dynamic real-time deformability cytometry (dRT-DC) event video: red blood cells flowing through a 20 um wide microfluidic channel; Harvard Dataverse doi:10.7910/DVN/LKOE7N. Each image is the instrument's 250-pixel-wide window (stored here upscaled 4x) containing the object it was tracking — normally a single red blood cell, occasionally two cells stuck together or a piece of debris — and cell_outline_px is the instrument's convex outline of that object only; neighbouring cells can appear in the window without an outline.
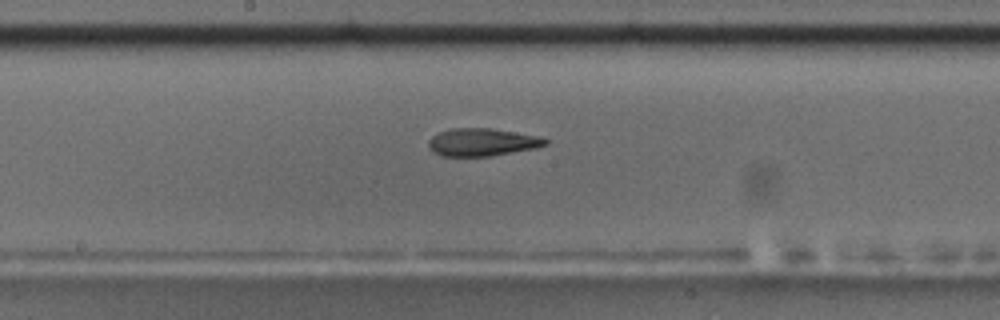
{"species": "common noctule bat (a hibernating species)", "species_latin": "Nyctalus noctula", "temperature_condition": "room temperature", "stored_images_in_passage": 46, "camera_frame_rate_fps": 3000, "um_per_image_px": 0.085, "animal": {"sex": "male", "body_mass_g": 17.5, "forearm_length_mm": 52.3}, "frame": {"image": 1, "passage_image": 20, "time_ms": 6.333, "image_size_px": [1000, 320], "cell_outline_px": [[548, 144], [536, 148], [488, 156], [440, 156], [432, 152], [428, 148], [428, 140], [432, 136], [440, 132], [452, 128], [492, 128], [536, 136], [548, 140]], "centroid_in_image_um": [40.93, 12.09], "position_along_channel_um": 207.3, "area_um2": 18.79}, "authors_computed_cell_mechanics": {"area_um2": 19.5942, "velocity_mm_per_s": 3.686, "shape_relaxation_time_tau1_ms": 9.454, "shape_relaxation_time_tau2_ms": 5.1849, "deformation_change_tau1": 0.2345, "deformation_change_tau2": 0.1678}}